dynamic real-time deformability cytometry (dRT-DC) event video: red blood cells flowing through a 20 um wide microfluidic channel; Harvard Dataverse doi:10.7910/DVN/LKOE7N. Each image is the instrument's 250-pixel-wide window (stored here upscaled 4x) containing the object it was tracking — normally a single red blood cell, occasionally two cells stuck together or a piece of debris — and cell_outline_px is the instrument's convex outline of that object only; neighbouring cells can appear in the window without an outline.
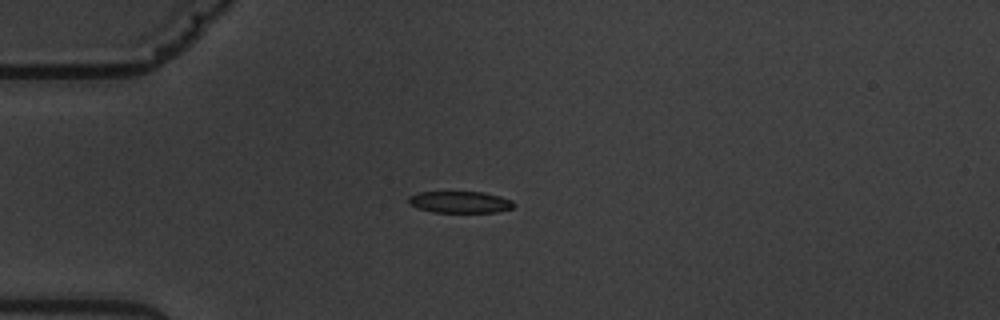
{"species": "common noctule bat (a hibernating species)", "species_latin": "Nyctalus noctula", "temperature_condition": "warm", "stored_images_in_passage": 2, "camera_frame_rate_fps": 3000, "um_per_image_px": 0.085, "animal": {"sex": "male", "body_mass_g": 19.5, "forearm_length_mm": 54.6}, "frame": {"image": 1, "passage_image": 1, "time_ms": 0.0, "image_size_px": [1000, 320], "cell_outline_px": [[516, 204], [512, 208], [496, 212], [432, 212], [408, 204], [408, 196], [420, 192], [484, 192], [500, 196], [512, 200]], "centroid_in_image_um": [39.11, 17.17], "position_along_channel_um": 45.9, "area_um2": 13.29}}